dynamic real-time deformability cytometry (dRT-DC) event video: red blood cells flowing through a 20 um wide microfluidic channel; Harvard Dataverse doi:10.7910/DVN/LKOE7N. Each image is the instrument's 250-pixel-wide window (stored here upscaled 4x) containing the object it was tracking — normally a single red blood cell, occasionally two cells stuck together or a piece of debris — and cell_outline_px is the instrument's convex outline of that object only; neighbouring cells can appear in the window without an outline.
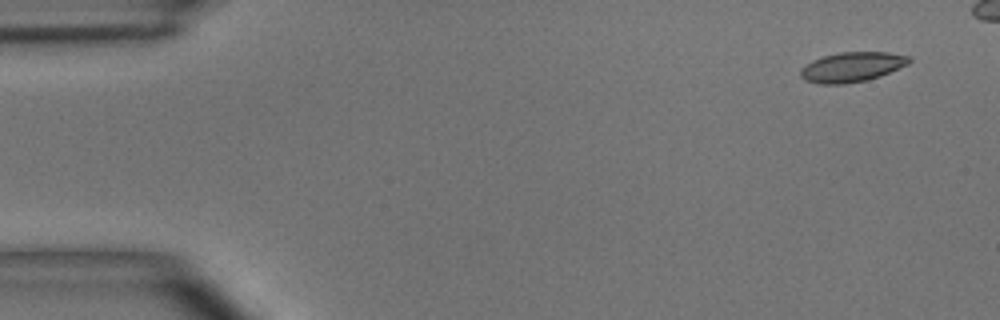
{"species": "common noctule bat (a hibernating species)", "species_latin": "Nyctalus noctula", "temperature_condition": "room temperature", "stored_images_in_passage": 6, "camera_frame_rate_fps": 3000, "um_per_image_px": 0.085, "animal": {"sex": "male", "body_mass_g": 15.6}, "frame": {"image": 1, "passage_image": 1, "time_ms": 0.0, "image_size_px": [1000, 320], "cell_outline_px": [[912, 60], [908, 64], [880, 76], [868, 80], [844, 84], [820, 84], [804, 80], [800, 76], [800, 68], [812, 60], [824, 56], [840, 52], [888, 52], [908, 56]], "centroid_in_image_um": [72.39, 5.7], "position_along_channel_um": 12.6, "area_um2": 18.9}}
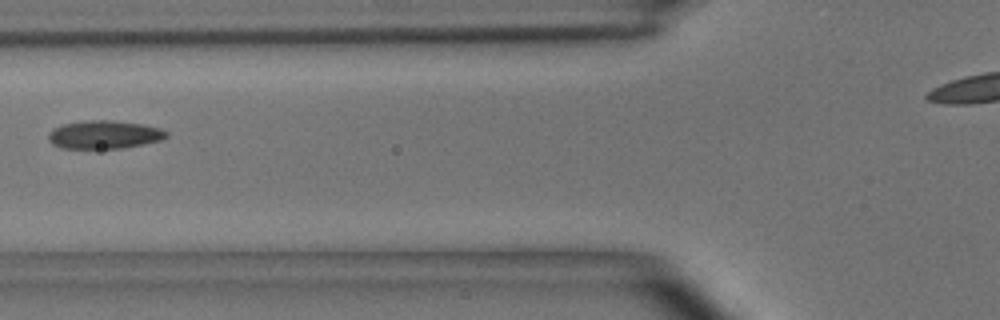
{"frame": {"image": 2, "passage_image": 6, "time_ms": 5.667, "image_size_px": [1000, 320], "cell_outline_px": [[168, 136], [164, 140], [124, 148], [60, 148], [52, 144], [48, 140], [48, 132], [52, 128], [64, 124], [88, 120], [112, 120], [140, 124], [160, 128], [168, 132]], "centroid_in_image_um": [8.86, 11.45], "position_along_channel_um": 116.9, "area_um2": 19.54}}